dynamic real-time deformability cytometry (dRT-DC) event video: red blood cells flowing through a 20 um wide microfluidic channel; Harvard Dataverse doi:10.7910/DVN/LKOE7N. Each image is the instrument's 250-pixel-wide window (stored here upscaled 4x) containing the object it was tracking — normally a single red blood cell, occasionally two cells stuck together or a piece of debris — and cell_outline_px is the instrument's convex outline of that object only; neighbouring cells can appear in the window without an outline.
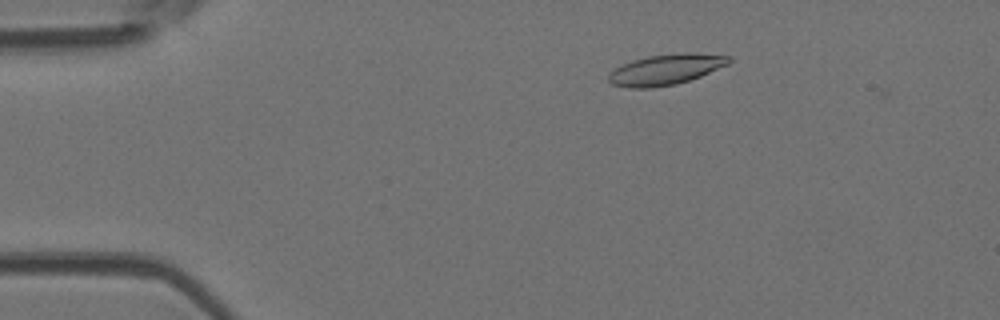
{"species": "Egyptian fruit bat (a non-hibernating species)", "species_latin": "Rousettus aegyptiacus", "temperature_condition": "room temperature", "stored_images_in_passage": 52, "camera_frame_rate_fps": 3000, "um_per_image_px": 0.085, "animal": {"sex": "female"}, "frame": {"image": 1, "passage_image": 9, "time_ms": 2.667, "image_size_px": [1000, 320], "cell_outline_px": [[732, 60], [728, 64], [700, 76], [676, 84], [648, 88], [628, 88], [612, 84], [608, 80], [608, 72], [632, 60], [648, 56], [688, 52], [696, 52], [732, 56]], "centroid_in_image_um": [56.6, 5.9], "position_along_channel_um": 28.4, "area_um2": 21.44}}
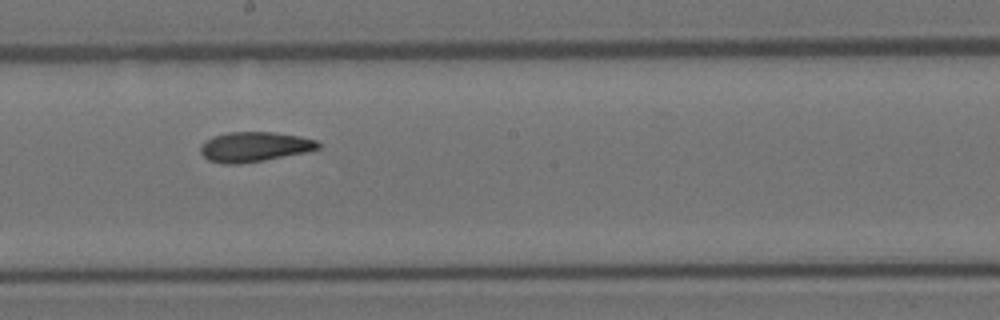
{"frame": {"image": 2, "passage_image": 29, "time_ms": 9.333, "image_size_px": [1000, 320], "cell_outline_px": [[320, 148], [308, 152], [264, 160], [240, 164], [224, 164], [208, 160], [200, 152], [200, 144], [212, 136], [228, 132], [272, 132], [300, 136], [316, 140], [320, 144]], "centroid_in_image_um": [21.61, 12.48], "position_along_channel_um": 226.6, "area_um2": 20.63}}
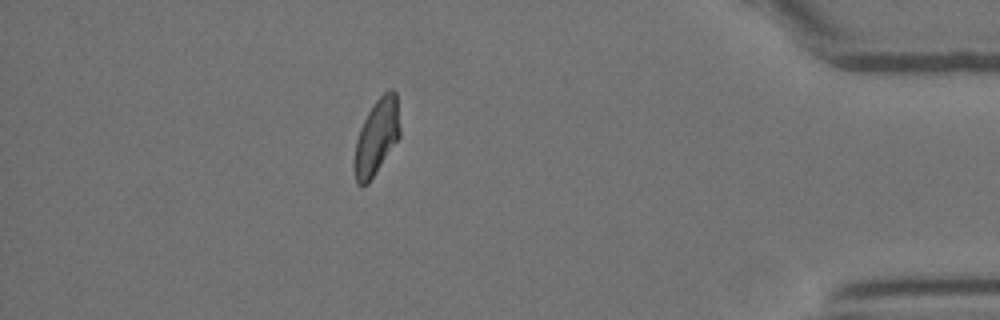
{"frame": {"image": 3, "passage_image": 46, "time_ms": 15.0, "image_size_px": [1000, 320], "cell_outline_px": [[400, 136], [368, 184], [356, 184], [352, 168], [352, 164], [356, 140], [360, 128], [368, 112], [376, 100], [388, 88], [392, 88], [396, 92], [400, 128]], "centroid_in_image_um": [31.99, 11.65], "position_along_channel_um": 403.2, "area_um2": 20.23}, "authors_computed_cell_mechanics": {"area_um2": 20.519, "velocity_mm_per_s": 3.8775, "shape_relaxation_time_tau1_ms": null, "shape_relaxation_time_tau2_ms": 2.7325, "deformation_change_tau1": null, "deformation_change_tau2": 0.0898}}